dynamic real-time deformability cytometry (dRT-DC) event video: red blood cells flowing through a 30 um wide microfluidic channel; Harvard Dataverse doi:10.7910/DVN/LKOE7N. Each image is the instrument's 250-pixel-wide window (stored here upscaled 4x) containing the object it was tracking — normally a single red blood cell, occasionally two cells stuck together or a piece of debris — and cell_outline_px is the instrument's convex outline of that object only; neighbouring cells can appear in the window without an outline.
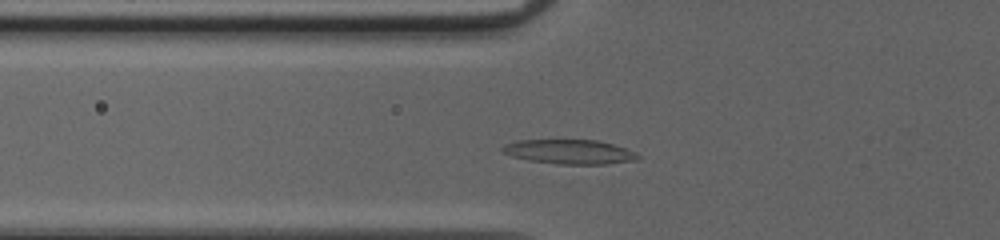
{"species": "common noctule bat (a hibernating species)", "species_latin": "Nyctalus noctula", "temperature_condition": "cold", "stored_images_in_passage": 41, "camera_frame_rate_fps": 3000, "um_per_image_px": 0.085, "animal": {"sex": "female", "body_mass_g": 20.0, "forearm_length_mm": 54.0}, "frame": {"image": 1, "passage_image": 9, "time_ms": 2.667, "image_size_px": [1000, 240], "cell_outline_px": [[640, 160], [608, 164], [560, 164], [528, 160], [512, 156], [504, 152], [500, 148], [504, 144], [516, 140], [596, 140], [612, 144], [636, 152], [640, 156]], "centroid_in_image_um": [48.43, 12.9], "position_along_channel_um": 77.4, "area_um2": 19.31}}
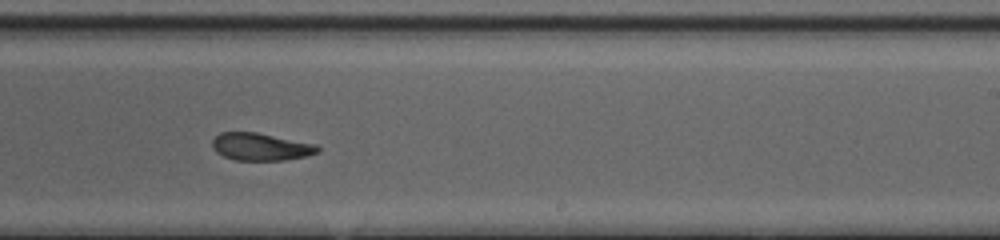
{"frame": {"image": 2, "passage_image": 23, "time_ms": 7.333, "image_size_px": [1000, 240], "cell_outline_px": [[320, 152], [308, 156], [284, 160], [232, 160], [216, 152], [212, 148], [212, 140], [220, 132], [256, 132], [316, 144], [320, 148]], "centroid_in_image_um": [22.17, 12.48], "position_along_channel_um": 266.8, "area_um2": 16.99}}
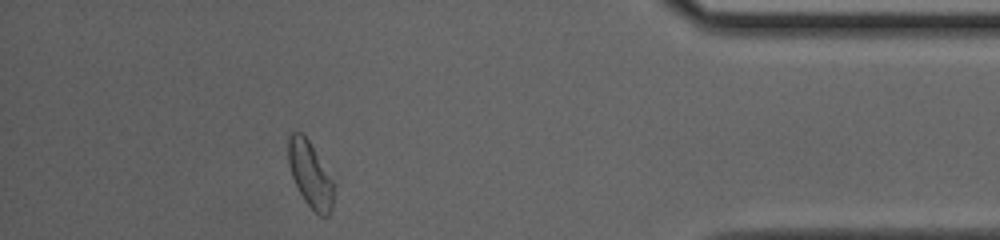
{"frame": {"image": 3, "passage_image": 36, "time_ms": 11.667, "image_size_px": [1000, 240], "cell_outline_px": [[336, 184], [332, 208], [328, 216], [320, 216], [304, 200], [292, 176], [288, 164], [288, 136], [292, 132], [304, 132]], "centroid_in_image_um": [26.39, 14.81], "position_along_channel_um": 408.8, "area_um2": 17.69}, "authors_computed_cell_mechanics": {"area_um2": 17.918, "velocity_mm_per_s": 4.0709, "shape_relaxation_time_tau1_ms": 7.172, "shape_relaxation_time_tau2_ms": 3.4599, "deformation_change_tau1": 0.2005, "deformation_change_tau2": 0.1141}}